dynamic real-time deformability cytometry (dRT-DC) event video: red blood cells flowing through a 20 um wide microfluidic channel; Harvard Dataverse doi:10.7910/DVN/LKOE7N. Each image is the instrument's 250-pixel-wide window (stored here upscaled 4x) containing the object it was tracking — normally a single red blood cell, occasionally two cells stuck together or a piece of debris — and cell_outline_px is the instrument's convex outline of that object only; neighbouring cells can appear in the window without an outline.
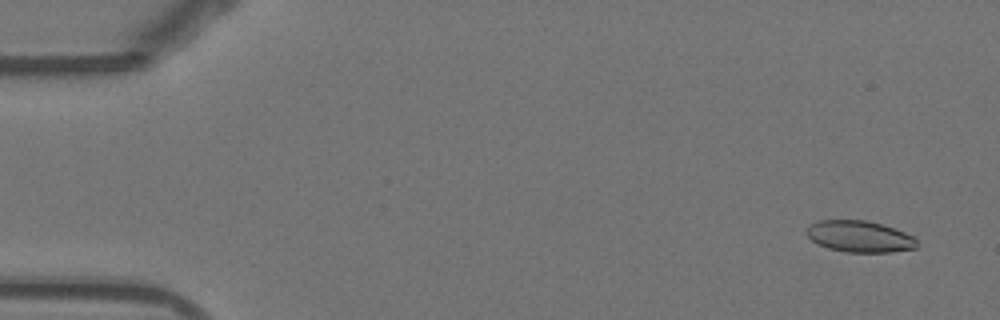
{"species": "Egyptian fruit bat (a non-hibernating species)", "species_latin": "Rousettus aegyptiacus", "temperature_condition": "warm", "stored_images_in_passage": 23, "camera_frame_rate_fps": 3000, "um_per_image_px": 0.085, "animal": {"sex": "female"}, "frame": {"image": 1, "passage_image": 3, "time_ms": 0.667, "image_size_px": [1000, 320], "cell_outline_px": [[916, 248], [892, 252], [848, 252], [828, 248], [812, 240], [804, 232], [808, 224], [816, 220], [864, 220], [880, 224], [916, 236]], "centroid_in_image_um": [73.03, 20.09], "position_along_channel_um": 12.0, "area_um2": 20.23}}
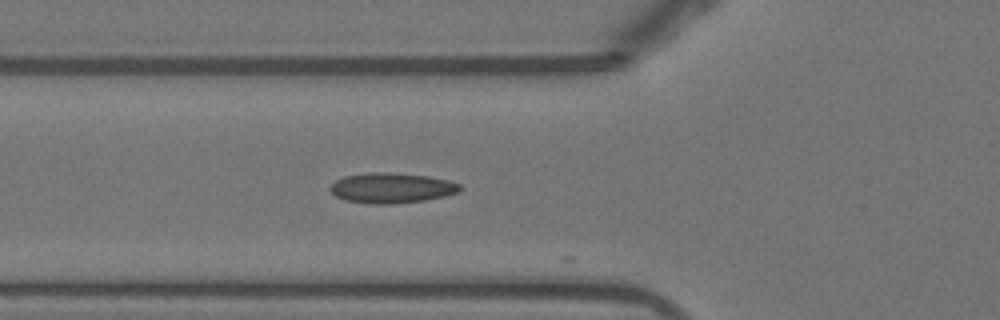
{"frame": {"image": 2, "passage_image": 19, "time_ms": 6.0, "image_size_px": [1000, 320], "cell_outline_px": [[464, 188], [460, 192], [444, 196], [424, 200], [396, 204], [368, 204], [344, 200], [336, 196], [328, 188], [336, 180], [344, 176], [368, 172], [388, 172], [428, 176], [448, 180], [460, 184]], "centroid_in_image_um": [33.29, 15.98], "position_along_channel_um": 92.5, "area_um2": 23.12}}
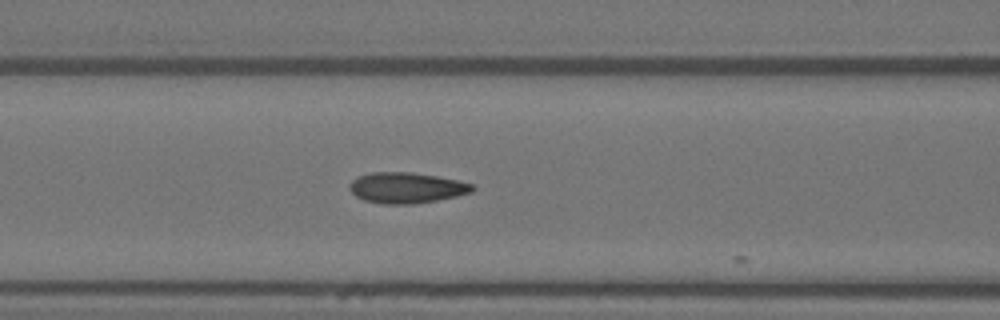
{"frame": {"image": 3, "passage_image": 22, "time_ms": 7.0, "image_size_px": [1000, 320], "cell_outline_px": [[476, 188], [472, 192], [456, 196], [436, 200], [412, 204], [380, 204], [364, 200], [356, 196], [348, 188], [352, 180], [360, 176], [372, 172], [412, 172], [436, 176], [456, 180], [472, 184]], "centroid_in_image_um": [34.54, 15.96], "position_along_channel_um": 132.1, "area_um2": 21.91}}